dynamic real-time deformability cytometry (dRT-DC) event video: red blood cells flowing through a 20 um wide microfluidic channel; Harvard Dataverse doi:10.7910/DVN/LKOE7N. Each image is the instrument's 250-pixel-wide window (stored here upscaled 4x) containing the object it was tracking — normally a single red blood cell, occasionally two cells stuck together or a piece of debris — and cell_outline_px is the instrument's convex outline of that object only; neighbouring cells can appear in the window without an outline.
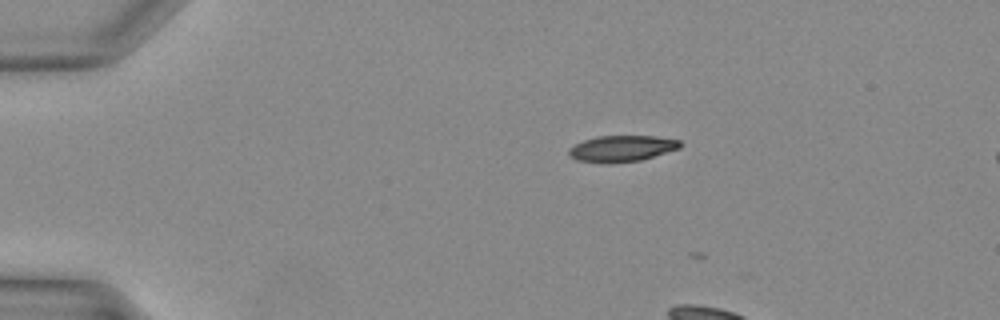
{"species": "Egyptian fruit bat (a non-hibernating species)", "species_latin": "Rousettus aegyptiacus", "temperature_condition": "warm", "stored_images_in_passage": 4, "camera_frame_rate_fps": 3000, "um_per_image_px": 0.085, "animal": {"sex": "female"}, "frame": {"image": 1, "passage_image": 1, "time_ms": 0.0, "image_size_px": [1000, 320], "cell_outline_px": [[684, 144], [680, 148], [640, 160], [576, 160], [568, 156], [568, 148], [584, 140], [596, 136], [656, 136], [680, 140]], "centroid_in_image_um": [52.9, 12.56], "position_along_channel_um": 32.1, "area_um2": 16.24}}